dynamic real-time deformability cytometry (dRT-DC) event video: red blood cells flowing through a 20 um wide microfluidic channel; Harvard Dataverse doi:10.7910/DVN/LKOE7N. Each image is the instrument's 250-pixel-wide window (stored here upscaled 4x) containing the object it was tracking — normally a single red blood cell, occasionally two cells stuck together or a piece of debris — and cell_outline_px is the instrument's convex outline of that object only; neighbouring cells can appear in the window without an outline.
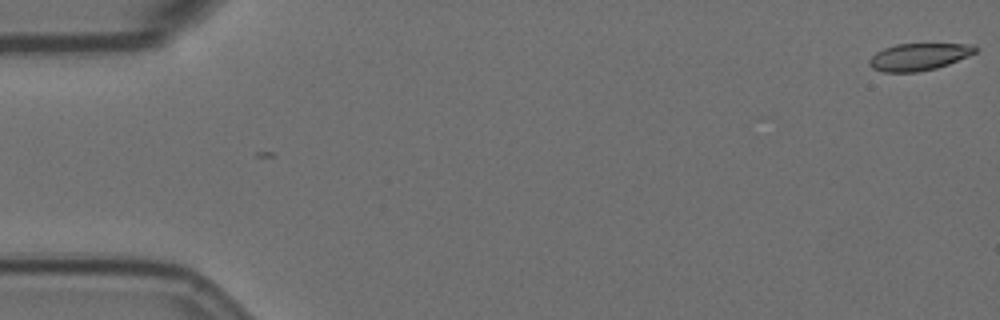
{"species": "Egyptian fruit bat (a non-hibernating species)", "species_latin": "Rousettus aegyptiacus", "temperature_condition": "room temperature", "stored_images_in_passage": 2, "camera_frame_rate_fps": 3000, "um_per_image_px": 0.085, "animal": {"sex": "female"}, "frame": {"image": 1, "passage_image": 1, "time_ms": 0.0, "image_size_px": [1000, 320], "cell_outline_px": [[980, 48], [976, 52], [968, 56], [948, 64], [936, 68], [916, 72], [884, 72], [872, 68], [868, 64], [868, 60], [876, 52], [884, 48], [896, 44], [972, 44]], "centroid_in_image_um": [78.1, 4.82], "position_along_channel_um": 6.9, "area_um2": 16.76}}